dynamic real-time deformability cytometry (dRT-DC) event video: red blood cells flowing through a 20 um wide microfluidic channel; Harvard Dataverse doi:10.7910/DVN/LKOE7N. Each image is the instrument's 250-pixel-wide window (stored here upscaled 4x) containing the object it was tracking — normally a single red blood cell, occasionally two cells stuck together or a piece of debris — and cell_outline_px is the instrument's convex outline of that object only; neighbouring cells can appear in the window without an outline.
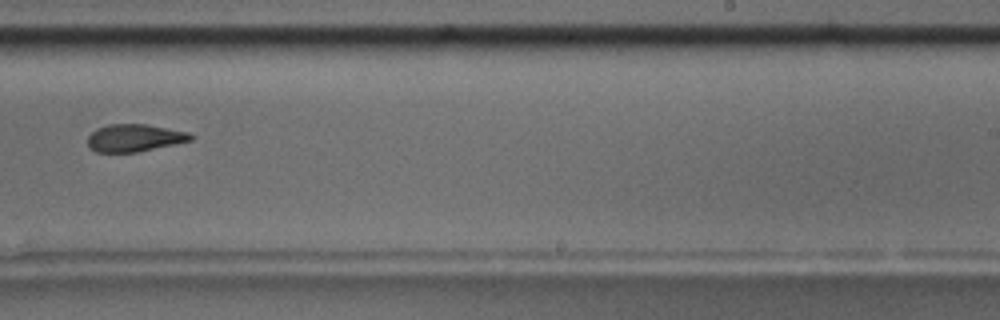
{"species": "common noctule bat (a hibernating species)", "species_latin": "Nyctalus noctula", "temperature_condition": "room temperature", "stored_images_in_passage": 10, "camera_frame_rate_fps": 3000, "um_per_image_px": 0.085, "animal": {"sex": "male", "body_mass_g": 17.5, "forearm_length_mm": 52.3}, "frame": {"image": 1, "passage_image": 10, "time_ms": 11.333, "image_size_px": [1000, 320], "cell_outline_px": [[192, 140], [136, 152], [96, 152], [88, 148], [88, 136], [96, 128], [108, 124], [144, 124], [188, 132], [192, 136]], "centroid_in_image_um": [11.36, 11.72], "position_along_channel_um": 277.6, "area_um2": 16.3}}